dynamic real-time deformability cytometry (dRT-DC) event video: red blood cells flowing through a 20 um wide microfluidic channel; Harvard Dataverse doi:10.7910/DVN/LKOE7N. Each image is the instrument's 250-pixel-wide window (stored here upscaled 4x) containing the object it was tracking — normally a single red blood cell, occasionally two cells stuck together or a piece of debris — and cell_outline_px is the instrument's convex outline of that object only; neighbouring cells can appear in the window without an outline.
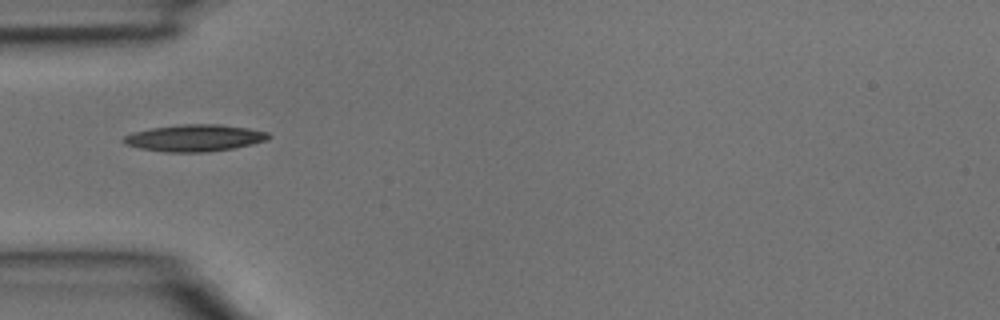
{"species": "common noctule bat (a hibernating species)", "species_latin": "Nyctalus noctula", "temperature_condition": "room temperature", "stored_images_in_passage": 2, "camera_frame_rate_fps": 3000, "um_per_image_px": 0.085, "animal": {"sex": "male", "body_mass_g": 15.6}, "frame": {"image": 1, "passage_image": 1, "time_ms": 0.0, "image_size_px": [1000, 320], "cell_outline_px": [[272, 136], [268, 140], [252, 144], [232, 148], [208, 152], [164, 152], [140, 148], [124, 144], [120, 140], [124, 136], [132, 132], [152, 128], [184, 124], [220, 124], [248, 128], [268, 132]], "centroid_in_image_um": [16.54, 11.73], "position_along_channel_um": 68.5, "area_um2": 22.77}}